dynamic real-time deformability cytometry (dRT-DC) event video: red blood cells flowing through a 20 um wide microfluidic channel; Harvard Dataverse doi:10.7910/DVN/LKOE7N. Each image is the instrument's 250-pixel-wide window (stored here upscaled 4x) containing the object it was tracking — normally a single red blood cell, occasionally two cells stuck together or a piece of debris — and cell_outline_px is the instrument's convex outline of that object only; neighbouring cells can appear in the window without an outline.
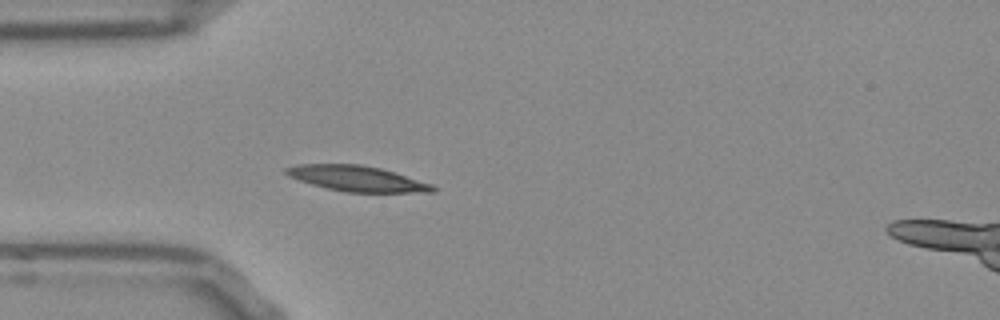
{"species": "Egyptian fruit bat (a non-hibernating species)", "species_latin": "Rousettus aegyptiacus", "temperature_condition": "room temperature", "stored_images_in_passage": 39, "camera_frame_rate_fps": 3000, "um_per_image_px": 0.085, "frame": {"image": 1, "passage_image": 1, "time_ms": 0.0, "image_size_px": [1000, 320], "cell_outline_px": [[436, 192], [344, 192], [312, 184], [288, 176], [284, 172], [284, 168], [296, 164], [360, 164], [380, 168], [432, 184], [436, 188]], "centroid_in_image_um": [30.32, 15.17], "position_along_channel_um": 54.7, "area_um2": 21.62}}
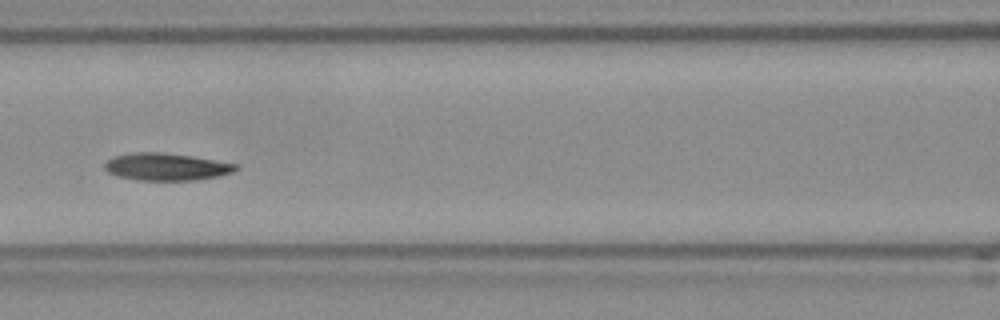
{"frame": {"image": 2, "passage_image": 9, "time_ms": 2.667, "image_size_px": [1000, 320], "cell_outline_px": [[240, 168], [232, 172], [220, 176], [192, 180], [140, 180], [116, 176], [108, 172], [104, 168], [104, 164], [112, 156], [132, 152], [160, 152], [192, 156], [240, 164]], "centroid_in_image_um": [14.15, 14.17], "position_along_channel_um": 152.5, "area_um2": 21.04}}
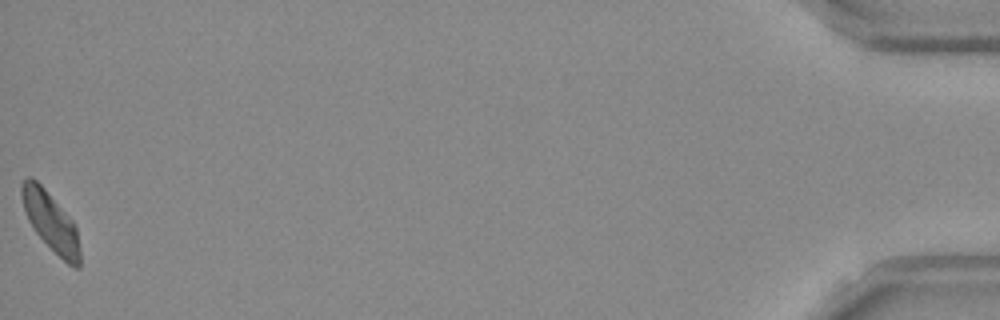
{"frame": {"image": 3, "passage_image": 39, "time_ms": 12.667, "image_size_px": [1000, 320], "cell_outline_px": [[80, 268], [76, 268], [68, 264], [36, 232], [28, 220], [24, 208], [20, 192], [20, 184], [28, 176], [32, 176], [44, 188], [72, 220], [76, 228], [80, 248]], "centroid_in_image_um": [4.3, 18.81], "position_along_channel_um": 430.9, "area_um2": 19.59}, "authors_computed_cell_mechanics": {"area_um2": 20.6346, "velocity_mm_per_s": 3.829, "shape_relaxation_time_tau1_ms": 4.755, "shape_relaxation_time_tau2_ms": null, "deformation_change_tau1": 0.1446, "deformation_change_tau2": null}}